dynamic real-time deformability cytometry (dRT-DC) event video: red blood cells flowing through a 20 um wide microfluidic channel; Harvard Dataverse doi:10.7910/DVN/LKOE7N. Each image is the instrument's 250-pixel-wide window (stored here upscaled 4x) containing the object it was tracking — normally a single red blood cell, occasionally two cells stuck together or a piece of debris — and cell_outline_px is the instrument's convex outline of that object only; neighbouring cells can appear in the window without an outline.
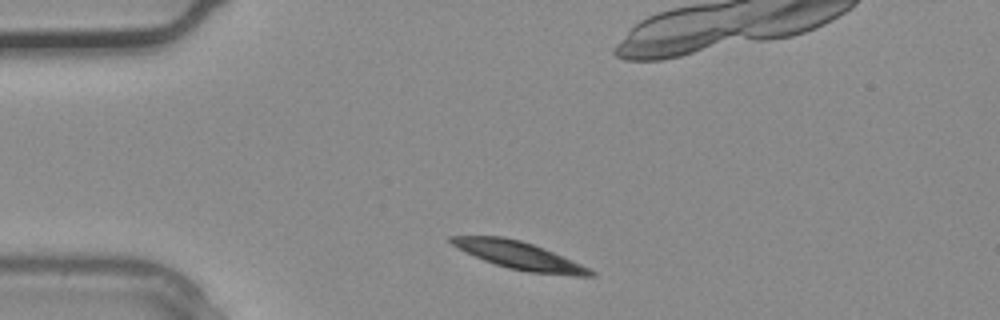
{"species": "common noctule bat (a hibernating species)", "species_latin": "Nyctalus noctula", "temperature_condition": "warm", "stored_images_in_passage": 3, "camera_frame_rate_fps": 3000, "um_per_image_px": 0.085, "animal": {"sex": "male", "body_mass_g": 20.4}, "frame": {"image": 1, "passage_image": 1, "time_ms": 0.0, "image_size_px": [1000, 320], "cell_outline_px": [[596, 276], [576, 276], [528, 272], [508, 268], [484, 260], [452, 244], [448, 240], [448, 236], [504, 236], [520, 240], [544, 248], [580, 264], [596, 272]], "centroid_in_image_um": [44.16, 21.72], "position_along_channel_um": 40.8, "area_um2": 22.08}}